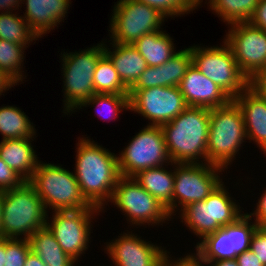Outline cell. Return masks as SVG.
Here are the masks:
<instances>
[{"label": "cell", "instance_id": "37", "mask_svg": "<svg viewBox=\"0 0 266 266\" xmlns=\"http://www.w3.org/2000/svg\"><path fill=\"white\" fill-rule=\"evenodd\" d=\"M24 182L25 180L0 158V190L18 188Z\"/></svg>", "mask_w": 266, "mask_h": 266}, {"label": "cell", "instance_id": "28", "mask_svg": "<svg viewBox=\"0 0 266 266\" xmlns=\"http://www.w3.org/2000/svg\"><path fill=\"white\" fill-rule=\"evenodd\" d=\"M258 0H209L207 9L226 24L248 22L252 17Z\"/></svg>", "mask_w": 266, "mask_h": 266}, {"label": "cell", "instance_id": "33", "mask_svg": "<svg viewBox=\"0 0 266 266\" xmlns=\"http://www.w3.org/2000/svg\"><path fill=\"white\" fill-rule=\"evenodd\" d=\"M258 227L246 212L234 223H231V243L232 251L241 254L250 248V240L253 232Z\"/></svg>", "mask_w": 266, "mask_h": 266}, {"label": "cell", "instance_id": "2", "mask_svg": "<svg viewBox=\"0 0 266 266\" xmlns=\"http://www.w3.org/2000/svg\"><path fill=\"white\" fill-rule=\"evenodd\" d=\"M209 116V108L188 106L160 126L172 163H207Z\"/></svg>", "mask_w": 266, "mask_h": 266}, {"label": "cell", "instance_id": "32", "mask_svg": "<svg viewBox=\"0 0 266 266\" xmlns=\"http://www.w3.org/2000/svg\"><path fill=\"white\" fill-rule=\"evenodd\" d=\"M192 64L190 46L178 50V52L160 66L162 86H179L187 69Z\"/></svg>", "mask_w": 266, "mask_h": 266}, {"label": "cell", "instance_id": "43", "mask_svg": "<svg viewBox=\"0 0 266 266\" xmlns=\"http://www.w3.org/2000/svg\"><path fill=\"white\" fill-rule=\"evenodd\" d=\"M21 4L22 0H0V13L22 11Z\"/></svg>", "mask_w": 266, "mask_h": 266}, {"label": "cell", "instance_id": "41", "mask_svg": "<svg viewBox=\"0 0 266 266\" xmlns=\"http://www.w3.org/2000/svg\"><path fill=\"white\" fill-rule=\"evenodd\" d=\"M248 22L266 31V0H258L256 9Z\"/></svg>", "mask_w": 266, "mask_h": 266}, {"label": "cell", "instance_id": "6", "mask_svg": "<svg viewBox=\"0 0 266 266\" xmlns=\"http://www.w3.org/2000/svg\"><path fill=\"white\" fill-rule=\"evenodd\" d=\"M48 212L35 188L25 181L4 191L1 238L29 239L46 226Z\"/></svg>", "mask_w": 266, "mask_h": 266}, {"label": "cell", "instance_id": "51", "mask_svg": "<svg viewBox=\"0 0 266 266\" xmlns=\"http://www.w3.org/2000/svg\"><path fill=\"white\" fill-rule=\"evenodd\" d=\"M192 1L198 8H201L203 6V4L206 5L209 0H205V1L204 0H192Z\"/></svg>", "mask_w": 266, "mask_h": 266}, {"label": "cell", "instance_id": "50", "mask_svg": "<svg viewBox=\"0 0 266 266\" xmlns=\"http://www.w3.org/2000/svg\"><path fill=\"white\" fill-rule=\"evenodd\" d=\"M161 266H175V256H170Z\"/></svg>", "mask_w": 266, "mask_h": 266}, {"label": "cell", "instance_id": "13", "mask_svg": "<svg viewBox=\"0 0 266 266\" xmlns=\"http://www.w3.org/2000/svg\"><path fill=\"white\" fill-rule=\"evenodd\" d=\"M209 163H174L173 219L187 205L205 200L224 180Z\"/></svg>", "mask_w": 266, "mask_h": 266}, {"label": "cell", "instance_id": "18", "mask_svg": "<svg viewBox=\"0 0 266 266\" xmlns=\"http://www.w3.org/2000/svg\"><path fill=\"white\" fill-rule=\"evenodd\" d=\"M71 4V0H22L21 6H26L22 16L30 30L41 39L62 25Z\"/></svg>", "mask_w": 266, "mask_h": 266}, {"label": "cell", "instance_id": "7", "mask_svg": "<svg viewBox=\"0 0 266 266\" xmlns=\"http://www.w3.org/2000/svg\"><path fill=\"white\" fill-rule=\"evenodd\" d=\"M109 204L116 206L118 211L126 217L129 229L144 227L156 228L165 223L168 225L173 219L167 209L151 194H149L134 177L121 176L113 190L112 197L102 209L107 212ZM104 210V211H103ZM169 221V222H168Z\"/></svg>", "mask_w": 266, "mask_h": 266}, {"label": "cell", "instance_id": "17", "mask_svg": "<svg viewBox=\"0 0 266 266\" xmlns=\"http://www.w3.org/2000/svg\"><path fill=\"white\" fill-rule=\"evenodd\" d=\"M178 87L187 106L211 109L225 106L232 100L225 91L202 74L193 64L187 69Z\"/></svg>", "mask_w": 266, "mask_h": 266}, {"label": "cell", "instance_id": "49", "mask_svg": "<svg viewBox=\"0 0 266 266\" xmlns=\"http://www.w3.org/2000/svg\"><path fill=\"white\" fill-rule=\"evenodd\" d=\"M3 199H4V191L0 190V238H1Z\"/></svg>", "mask_w": 266, "mask_h": 266}, {"label": "cell", "instance_id": "39", "mask_svg": "<svg viewBox=\"0 0 266 266\" xmlns=\"http://www.w3.org/2000/svg\"><path fill=\"white\" fill-rule=\"evenodd\" d=\"M262 192L259 194L258 201L256 200L255 208L249 213L248 211L246 214L258 225L261 227L263 224L266 223V187L263 188Z\"/></svg>", "mask_w": 266, "mask_h": 266}, {"label": "cell", "instance_id": "9", "mask_svg": "<svg viewBox=\"0 0 266 266\" xmlns=\"http://www.w3.org/2000/svg\"><path fill=\"white\" fill-rule=\"evenodd\" d=\"M221 43L190 46L192 64L234 99L249 86V80L241 72L229 45L224 40Z\"/></svg>", "mask_w": 266, "mask_h": 266}, {"label": "cell", "instance_id": "24", "mask_svg": "<svg viewBox=\"0 0 266 266\" xmlns=\"http://www.w3.org/2000/svg\"><path fill=\"white\" fill-rule=\"evenodd\" d=\"M174 40L163 28L143 35L132 45L143 56L147 66L154 67L161 66L178 52Z\"/></svg>", "mask_w": 266, "mask_h": 266}, {"label": "cell", "instance_id": "4", "mask_svg": "<svg viewBox=\"0 0 266 266\" xmlns=\"http://www.w3.org/2000/svg\"><path fill=\"white\" fill-rule=\"evenodd\" d=\"M222 181L218 187L203 201L190 203L176 216L199 241L206 235L216 232L223 226L234 223L247 210L231 196L229 187ZM243 209V210H242Z\"/></svg>", "mask_w": 266, "mask_h": 266}, {"label": "cell", "instance_id": "11", "mask_svg": "<svg viewBox=\"0 0 266 266\" xmlns=\"http://www.w3.org/2000/svg\"><path fill=\"white\" fill-rule=\"evenodd\" d=\"M49 213H51L50 216ZM49 213L46 227L54 235L63 251L80 263L81 257L89 250V244L92 242L93 220L99 219L98 215L102 214V210L84 208Z\"/></svg>", "mask_w": 266, "mask_h": 266}, {"label": "cell", "instance_id": "8", "mask_svg": "<svg viewBox=\"0 0 266 266\" xmlns=\"http://www.w3.org/2000/svg\"><path fill=\"white\" fill-rule=\"evenodd\" d=\"M28 182L35 188L48 213L97 208L82 195L73 170L69 171L60 164L40 161Z\"/></svg>", "mask_w": 266, "mask_h": 266}, {"label": "cell", "instance_id": "21", "mask_svg": "<svg viewBox=\"0 0 266 266\" xmlns=\"http://www.w3.org/2000/svg\"><path fill=\"white\" fill-rule=\"evenodd\" d=\"M104 53L110 58L119 78L128 89L136 83L140 74L147 68L145 59L131 44L109 43L105 38Z\"/></svg>", "mask_w": 266, "mask_h": 266}, {"label": "cell", "instance_id": "10", "mask_svg": "<svg viewBox=\"0 0 266 266\" xmlns=\"http://www.w3.org/2000/svg\"><path fill=\"white\" fill-rule=\"evenodd\" d=\"M112 8L109 42L132 45L143 35L162 30L167 21L155 8L137 0H117Z\"/></svg>", "mask_w": 266, "mask_h": 266}, {"label": "cell", "instance_id": "27", "mask_svg": "<svg viewBox=\"0 0 266 266\" xmlns=\"http://www.w3.org/2000/svg\"><path fill=\"white\" fill-rule=\"evenodd\" d=\"M93 108L96 116L100 120L115 122L119 115L124 111H130V97L128 94H102L96 93L92 97L84 101L73 113L86 109ZM78 110V111H77Z\"/></svg>", "mask_w": 266, "mask_h": 266}, {"label": "cell", "instance_id": "15", "mask_svg": "<svg viewBox=\"0 0 266 266\" xmlns=\"http://www.w3.org/2000/svg\"><path fill=\"white\" fill-rule=\"evenodd\" d=\"M130 112L143 116L147 125L161 126L181 114L188 106L178 86L129 90Z\"/></svg>", "mask_w": 266, "mask_h": 266}, {"label": "cell", "instance_id": "30", "mask_svg": "<svg viewBox=\"0 0 266 266\" xmlns=\"http://www.w3.org/2000/svg\"><path fill=\"white\" fill-rule=\"evenodd\" d=\"M18 12L0 13V39L29 48L28 46L35 41L34 45L39 39L30 30L28 22Z\"/></svg>", "mask_w": 266, "mask_h": 266}, {"label": "cell", "instance_id": "25", "mask_svg": "<svg viewBox=\"0 0 266 266\" xmlns=\"http://www.w3.org/2000/svg\"><path fill=\"white\" fill-rule=\"evenodd\" d=\"M28 240L31 251L39 256L46 266H80L76 260L63 251L46 226L36 230Z\"/></svg>", "mask_w": 266, "mask_h": 266}, {"label": "cell", "instance_id": "29", "mask_svg": "<svg viewBox=\"0 0 266 266\" xmlns=\"http://www.w3.org/2000/svg\"><path fill=\"white\" fill-rule=\"evenodd\" d=\"M25 50H27L25 45L0 39V69L17 85H21L27 79V70H23L26 59Z\"/></svg>", "mask_w": 266, "mask_h": 266}, {"label": "cell", "instance_id": "22", "mask_svg": "<svg viewBox=\"0 0 266 266\" xmlns=\"http://www.w3.org/2000/svg\"><path fill=\"white\" fill-rule=\"evenodd\" d=\"M133 177L167 209L173 219L174 163L141 170Z\"/></svg>", "mask_w": 266, "mask_h": 266}, {"label": "cell", "instance_id": "48", "mask_svg": "<svg viewBox=\"0 0 266 266\" xmlns=\"http://www.w3.org/2000/svg\"><path fill=\"white\" fill-rule=\"evenodd\" d=\"M6 238H0V266L5 265Z\"/></svg>", "mask_w": 266, "mask_h": 266}, {"label": "cell", "instance_id": "47", "mask_svg": "<svg viewBox=\"0 0 266 266\" xmlns=\"http://www.w3.org/2000/svg\"><path fill=\"white\" fill-rule=\"evenodd\" d=\"M24 266H46L39 256L32 251L27 255Z\"/></svg>", "mask_w": 266, "mask_h": 266}, {"label": "cell", "instance_id": "35", "mask_svg": "<svg viewBox=\"0 0 266 266\" xmlns=\"http://www.w3.org/2000/svg\"><path fill=\"white\" fill-rule=\"evenodd\" d=\"M31 252L28 239L6 238V256L4 266H24Z\"/></svg>", "mask_w": 266, "mask_h": 266}, {"label": "cell", "instance_id": "5", "mask_svg": "<svg viewBox=\"0 0 266 266\" xmlns=\"http://www.w3.org/2000/svg\"><path fill=\"white\" fill-rule=\"evenodd\" d=\"M64 51V52H63ZM61 56V80H63L62 113L72 115L73 112L95 93L93 76L99 58L104 54V39L85 49L67 53L65 49Z\"/></svg>", "mask_w": 266, "mask_h": 266}, {"label": "cell", "instance_id": "26", "mask_svg": "<svg viewBox=\"0 0 266 266\" xmlns=\"http://www.w3.org/2000/svg\"><path fill=\"white\" fill-rule=\"evenodd\" d=\"M0 135L1 140L38 137L35 124L16 105L0 106Z\"/></svg>", "mask_w": 266, "mask_h": 266}, {"label": "cell", "instance_id": "52", "mask_svg": "<svg viewBox=\"0 0 266 266\" xmlns=\"http://www.w3.org/2000/svg\"><path fill=\"white\" fill-rule=\"evenodd\" d=\"M266 232V223L261 226Z\"/></svg>", "mask_w": 266, "mask_h": 266}, {"label": "cell", "instance_id": "19", "mask_svg": "<svg viewBox=\"0 0 266 266\" xmlns=\"http://www.w3.org/2000/svg\"><path fill=\"white\" fill-rule=\"evenodd\" d=\"M240 107L249 143L266 156V100L249 86L233 99Z\"/></svg>", "mask_w": 266, "mask_h": 266}, {"label": "cell", "instance_id": "38", "mask_svg": "<svg viewBox=\"0 0 266 266\" xmlns=\"http://www.w3.org/2000/svg\"><path fill=\"white\" fill-rule=\"evenodd\" d=\"M249 249L258 257L259 261L266 266V232L262 227H257L253 232Z\"/></svg>", "mask_w": 266, "mask_h": 266}, {"label": "cell", "instance_id": "40", "mask_svg": "<svg viewBox=\"0 0 266 266\" xmlns=\"http://www.w3.org/2000/svg\"><path fill=\"white\" fill-rule=\"evenodd\" d=\"M249 87L266 100V67L249 79Z\"/></svg>", "mask_w": 266, "mask_h": 266}, {"label": "cell", "instance_id": "44", "mask_svg": "<svg viewBox=\"0 0 266 266\" xmlns=\"http://www.w3.org/2000/svg\"><path fill=\"white\" fill-rule=\"evenodd\" d=\"M16 85L17 84L0 69V97H2V95L4 96L9 89L11 90V88H14Z\"/></svg>", "mask_w": 266, "mask_h": 266}, {"label": "cell", "instance_id": "1", "mask_svg": "<svg viewBox=\"0 0 266 266\" xmlns=\"http://www.w3.org/2000/svg\"><path fill=\"white\" fill-rule=\"evenodd\" d=\"M75 145L73 171L81 193L92 206L102 210L121 177L118 156L87 135H80Z\"/></svg>", "mask_w": 266, "mask_h": 266}, {"label": "cell", "instance_id": "14", "mask_svg": "<svg viewBox=\"0 0 266 266\" xmlns=\"http://www.w3.org/2000/svg\"><path fill=\"white\" fill-rule=\"evenodd\" d=\"M129 230L104 243L102 250L111 261L110 265L105 266H161L172 255L166 246L162 247V244L156 242L154 244L140 234H135L136 231Z\"/></svg>", "mask_w": 266, "mask_h": 266}, {"label": "cell", "instance_id": "20", "mask_svg": "<svg viewBox=\"0 0 266 266\" xmlns=\"http://www.w3.org/2000/svg\"><path fill=\"white\" fill-rule=\"evenodd\" d=\"M34 140L36 141V138L0 141V158L25 181L32 178L40 162L36 150H34Z\"/></svg>", "mask_w": 266, "mask_h": 266}, {"label": "cell", "instance_id": "31", "mask_svg": "<svg viewBox=\"0 0 266 266\" xmlns=\"http://www.w3.org/2000/svg\"><path fill=\"white\" fill-rule=\"evenodd\" d=\"M95 93L128 94L110 58L104 53L98 60L93 76Z\"/></svg>", "mask_w": 266, "mask_h": 266}, {"label": "cell", "instance_id": "16", "mask_svg": "<svg viewBox=\"0 0 266 266\" xmlns=\"http://www.w3.org/2000/svg\"><path fill=\"white\" fill-rule=\"evenodd\" d=\"M224 40L231 48L241 72L252 78L266 67V31L249 22H237L227 26Z\"/></svg>", "mask_w": 266, "mask_h": 266}, {"label": "cell", "instance_id": "45", "mask_svg": "<svg viewBox=\"0 0 266 266\" xmlns=\"http://www.w3.org/2000/svg\"><path fill=\"white\" fill-rule=\"evenodd\" d=\"M175 266H202L199 265L188 253L175 258Z\"/></svg>", "mask_w": 266, "mask_h": 266}, {"label": "cell", "instance_id": "23", "mask_svg": "<svg viewBox=\"0 0 266 266\" xmlns=\"http://www.w3.org/2000/svg\"><path fill=\"white\" fill-rule=\"evenodd\" d=\"M194 250L188 253L196 262H212L236 259L237 254L232 251L231 224L223 226L214 233L206 235L198 241Z\"/></svg>", "mask_w": 266, "mask_h": 266}, {"label": "cell", "instance_id": "34", "mask_svg": "<svg viewBox=\"0 0 266 266\" xmlns=\"http://www.w3.org/2000/svg\"><path fill=\"white\" fill-rule=\"evenodd\" d=\"M141 3L155 8L166 19L175 17H185L193 11L195 12L198 7L192 0H137Z\"/></svg>", "mask_w": 266, "mask_h": 266}, {"label": "cell", "instance_id": "12", "mask_svg": "<svg viewBox=\"0 0 266 266\" xmlns=\"http://www.w3.org/2000/svg\"><path fill=\"white\" fill-rule=\"evenodd\" d=\"M117 153L121 176L133 177L139 171L171 163L160 126L146 125Z\"/></svg>", "mask_w": 266, "mask_h": 266}, {"label": "cell", "instance_id": "42", "mask_svg": "<svg viewBox=\"0 0 266 266\" xmlns=\"http://www.w3.org/2000/svg\"><path fill=\"white\" fill-rule=\"evenodd\" d=\"M236 260L238 266H264L250 249L238 254Z\"/></svg>", "mask_w": 266, "mask_h": 266}, {"label": "cell", "instance_id": "3", "mask_svg": "<svg viewBox=\"0 0 266 266\" xmlns=\"http://www.w3.org/2000/svg\"><path fill=\"white\" fill-rule=\"evenodd\" d=\"M246 140L243 113L233 99L225 106L210 109L207 163L228 170L241 147H246Z\"/></svg>", "mask_w": 266, "mask_h": 266}, {"label": "cell", "instance_id": "46", "mask_svg": "<svg viewBox=\"0 0 266 266\" xmlns=\"http://www.w3.org/2000/svg\"><path fill=\"white\" fill-rule=\"evenodd\" d=\"M202 266H238V262L236 259H228V260H219L212 262H197Z\"/></svg>", "mask_w": 266, "mask_h": 266}, {"label": "cell", "instance_id": "36", "mask_svg": "<svg viewBox=\"0 0 266 266\" xmlns=\"http://www.w3.org/2000/svg\"><path fill=\"white\" fill-rule=\"evenodd\" d=\"M162 86L160 66H147L129 90H142Z\"/></svg>", "mask_w": 266, "mask_h": 266}]
</instances>
